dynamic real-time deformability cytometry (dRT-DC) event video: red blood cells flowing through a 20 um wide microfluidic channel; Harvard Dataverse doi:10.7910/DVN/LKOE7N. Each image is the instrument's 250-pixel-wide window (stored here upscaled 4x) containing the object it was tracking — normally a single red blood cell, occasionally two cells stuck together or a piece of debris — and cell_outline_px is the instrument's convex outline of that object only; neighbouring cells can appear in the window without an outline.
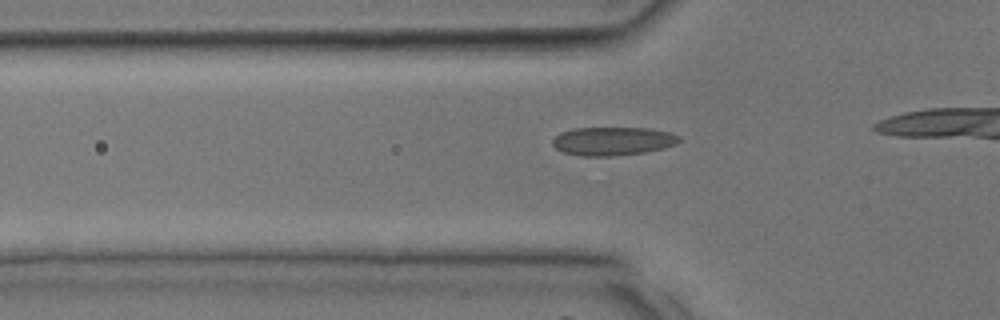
{"species": "common noctule bat (a hibernating species)", "species_latin": "Nyctalus noctula", "temperature_condition": "room temperature", "stored_images_in_passage": 11, "camera_frame_rate_fps": 3000, "um_per_image_px": 0.085, "animal": {"sex": "male", "body_mass_g": 17.9, "forearm_length_mm": 54.2}, "frame": {"image": 1, "passage_image": 9, "time_ms": 2.667, "image_size_px": [1000, 320], "cell_outline_px": [[680, 140], [676, 144], [664, 148], [644, 152], [616, 156], [580, 156], [564, 152], [556, 148], [552, 144], [552, 140], [560, 132], [572, 128], [652, 128], [668, 132], [680, 136]], "centroid_in_image_um": [52.08, 11.99], "position_along_channel_um": 73.7, "area_um2": 21.1}}